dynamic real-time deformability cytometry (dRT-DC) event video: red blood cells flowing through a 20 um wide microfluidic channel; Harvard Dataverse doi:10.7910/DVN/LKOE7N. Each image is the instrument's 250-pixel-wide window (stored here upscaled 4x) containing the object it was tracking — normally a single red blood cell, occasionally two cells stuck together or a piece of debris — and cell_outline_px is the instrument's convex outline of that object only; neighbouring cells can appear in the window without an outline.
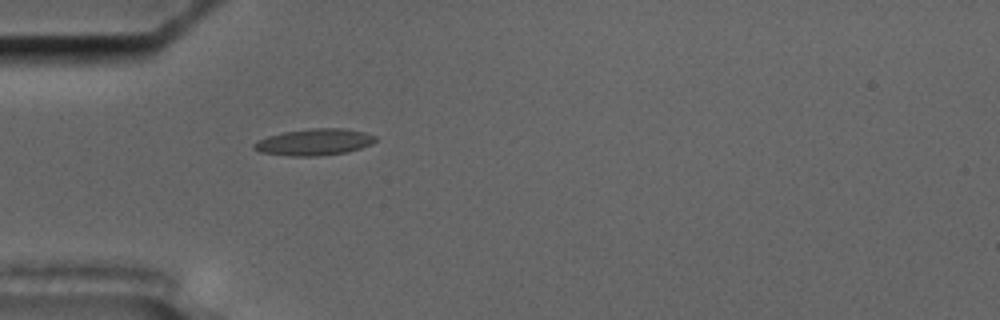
{"species": "common noctule bat (a hibernating species)", "species_latin": "Nyctalus noctula", "temperature_condition": "cold", "stored_images_in_passage": 43, "camera_frame_rate_fps": 3000, "um_per_image_px": 0.085, "animal": {"sex": "male", "body_mass_g": 17.5, "forearm_length_mm": 52.3}, "frame": {"image": 1, "passage_image": 3, "time_ms": 0.667, "image_size_px": [1000, 320], "cell_outline_px": [[376, 140], [372, 144], [348, 152], [316, 156], [288, 156], [260, 152], [252, 148], [252, 144], [256, 140], [268, 136], [284, 132], [308, 128], [348, 128], [364, 132], [376, 136]], "centroid_in_image_um": [26.7, 12.07], "position_along_channel_um": 58.3, "area_um2": 19.02}}
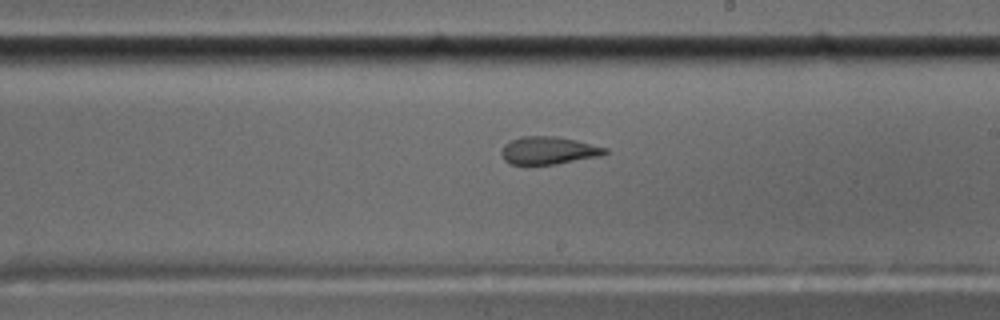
{"frame": {"image": 2, "passage_image": 19, "time_ms": 6.0, "image_size_px": [1000, 320], "cell_outline_px": [[608, 152], [600, 156], [556, 164], [508, 164], [504, 160], [500, 152], [504, 144], [520, 136], [556, 136], [576, 140], [608, 148]], "centroid_in_image_um": [46.61, 12.79], "position_along_channel_um": 242.4, "area_um2": 16.76}}
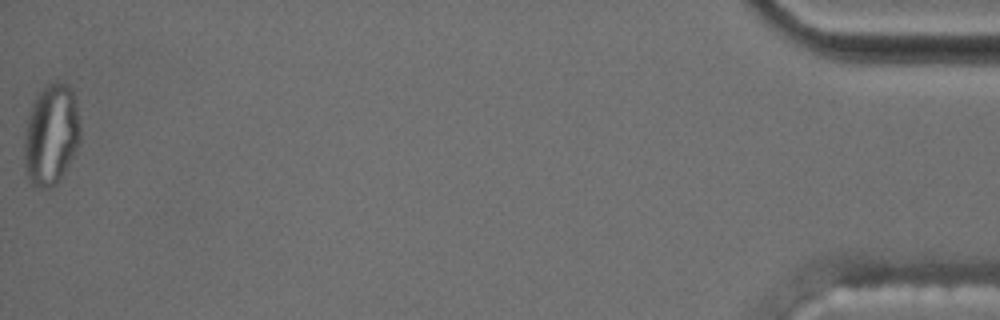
{"frame": {"image": 3, "passage_image": 43, "time_ms": 14.0, "image_size_px": [1000, 320], "cell_outline_px": [[80, 140], [60, 180], [56, 184], [48, 188], [44, 188], [32, 184], [28, 176], [24, 164], [24, 140], [28, 116], [32, 104], [40, 92], [48, 84], [68, 84], [72, 88], [76, 100], [80, 124]], "centroid_in_image_um": [4.35, 11.46], "position_along_channel_um": 430.8, "area_um2": 32.6}, "authors_computed_cell_mechanics": {"area_um2": 18.3804, "velocity_mm_per_s": 3.5423, "shape_relaxation_time_tau1_ms": null, "shape_relaxation_time_tau2_ms": 1.6568, "deformation_change_tau1": null, "deformation_change_tau2": 0.0746}}